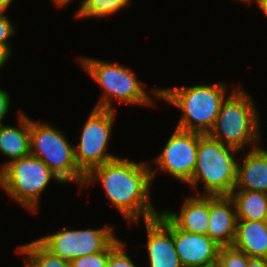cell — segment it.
<instances>
[{"label": "cell", "instance_id": "cell-1", "mask_svg": "<svg viewBox=\"0 0 267 267\" xmlns=\"http://www.w3.org/2000/svg\"><path fill=\"white\" fill-rule=\"evenodd\" d=\"M151 167L146 162L136 163L117 157L92 168L86 175L83 187L100 182L109 201L129 223L148 221L160 213L150 199Z\"/></svg>", "mask_w": 267, "mask_h": 267}, {"label": "cell", "instance_id": "cell-2", "mask_svg": "<svg viewBox=\"0 0 267 267\" xmlns=\"http://www.w3.org/2000/svg\"><path fill=\"white\" fill-rule=\"evenodd\" d=\"M227 87L224 82H219L173 89L152 88L150 92L181 110L176 128L204 135L216 122L221 104L227 97Z\"/></svg>", "mask_w": 267, "mask_h": 267}, {"label": "cell", "instance_id": "cell-3", "mask_svg": "<svg viewBox=\"0 0 267 267\" xmlns=\"http://www.w3.org/2000/svg\"><path fill=\"white\" fill-rule=\"evenodd\" d=\"M250 95L244 89L234 88L222 102L216 122L208 135L222 144L244 151L261 145L260 119Z\"/></svg>", "mask_w": 267, "mask_h": 267}, {"label": "cell", "instance_id": "cell-4", "mask_svg": "<svg viewBox=\"0 0 267 267\" xmlns=\"http://www.w3.org/2000/svg\"><path fill=\"white\" fill-rule=\"evenodd\" d=\"M240 150L199 133L196 166L189 187L204 183L206 196L231 195L234 190Z\"/></svg>", "mask_w": 267, "mask_h": 267}, {"label": "cell", "instance_id": "cell-5", "mask_svg": "<svg viewBox=\"0 0 267 267\" xmlns=\"http://www.w3.org/2000/svg\"><path fill=\"white\" fill-rule=\"evenodd\" d=\"M79 61L85 72L104 90L95 108L114 110L113 100L131 105L154 106V99L129 68L89 57L80 58Z\"/></svg>", "mask_w": 267, "mask_h": 267}, {"label": "cell", "instance_id": "cell-6", "mask_svg": "<svg viewBox=\"0 0 267 267\" xmlns=\"http://www.w3.org/2000/svg\"><path fill=\"white\" fill-rule=\"evenodd\" d=\"M51 179L64 182L42 160L32 154L8 162L0 169V186L8 196L36 212L41 194Z\"/></svg>", "mask_w": 267, "mask_h": 267}, {"label": "cell", "instance_id": "cell-7", "mask_svg": "<svg viewBox=\"0 0 267 267\" xmlns=\"http://www.w3.org/2000/svg\"><path fill=\"white\" fill-rule=\"evenodd\" d=\"M30 154L42 160L65 184H79L81 191L85 174L77 166L74 146L59 129L30 119Z\"/></svg>", "mask_w": 267, "mask_h": 267}, {"label": "cell", "instance_id": "cell-8", "mask_svg": "<svg viewBox=\"0 0 267 267\" xmlns=\"http://www.w3.org/2000/svg\"><path fill=\"white\" fill-rule=\"evenodd\" d=\"M115 117L116 109L94 108L85 122L80 142L74 146L77 166L85 175L92 168L117 158L106 152Z\"/></svg>", "mask_w": 267, "mask_h": 267}, {"label": "cell", "instance_id": "cell-9", "mask_svg": "<svg viewBox=\"0 0 267 267\" xmlns=\"http://www.w3.org/2000/svg\"><path fill=\"white\" fill-rule=\"evenodd\" d=\"M113 229L109 226L85 230L64 227L38 241L51 253L70 262L85 255L103 252L116 239Z\"/></svg>", "mask_w": 267, "mask_h": 267}, {"label": "cell", "instance_id": "cell-10", "mask_svg": "<svg viewBox=\"0 0 267 267\" xmlns=\"http://www.w3.org/2000/svg\"><path fill=\"white\" fill-rule=\"evenodd\" d=\"M199 133L175 128L160 155L154 158L157 169H151L152 179L158 170L169 173L188 184L196 166Z\"/></svg>", "mask_w": 267, "mask_h": 267}, {"label": "cell", "instance_id": "cell-11", "mask_svg": "<svg viewBox=\"0 0 267 267\" xmlns=\"http://www.w3.org/2000/svg\"><path fill=\"white\" fill-rule=\"evenodd\" d=\"M173 235L175 250L183 267L217 263L220 247L208 235L177 228L162 212L156 217Z\"/></svg>", "mask_w": 267, "mask_h": 267}, {"label": "cell", "instance_id": "cell-12", "mask_svg": "<svg viewBox=\"0 0 267 267\" xmlns=\"http://www.w3.org/2000/svg\"><path fill=\"white\" fill-rule=\"evenodd\" d=\"M236 206L230 195L209 196L207 235L219 246H232L236 237Z\"/></svg>", "mask_w": 267, "mask_h": 267}, {"label": "cell", "instance_id": "cell-13", "mask_svg": "<svg viewBox=\"0 0 267 267\" xmlns=\"http://www.w3.org/2000/svg\"><path fill=\"white\" fill-rule=\"evenodd\" d=\"M150 267H183L175 250L172 233L157 219L144 221Z\"/></svg>", "mask_w": 267, "mask_h": 267}, {"label": "cell", "instance_id": "cell-14", "mask_svg": "<svg viewBox=\"0 0 267 267\" xmlns=\"http://www.w3.org/2000/svg\"><path fill=\"white\" fill-rule=\"evenodd\" d=\"M162 213L179 229L207 235L209 224V196H190L184 200L180 212L162 211Z\"/></svg>", "mask_w": 267, "mask_h": 267}, {"label": "cell", "instance_id": "cell-15", "mask_svg": "<svg viewBox=\"0 0 267 267\" xmlns=\"http://www.w3.org/2000/svg\"><path fill=\"white\" fill-rule=\"evenodd\" d=\"M234 189L267 194V151L261 145L249 150L238 162Z\"/></svg>", "mask_w": 267, "mask_h": 267}, {"label": "cell", "instance_id": "cell-16", "mask_svg": "<svg viewBox=\"0 0 267 267\" xmlns=\"http://www.w3.org/2000/svg\"><path fill=\"white\" fill-rule=\"evenodd\" d=\"M19 127L0 125V153L9 157L4 162L2 169L8 162L22 158L30 154V117L21 110L18 113Z\"/></svg>", "mask_w": 267, "mask_h": 267}, {"label": "cell", "instance_id": "cell-17", "mask_svg": "<svg viewBox=\"0 0 267 267\" xmlns=\"http://www.w3.org/2000/svg\"><path fill=\"white\" fill-rule=\"evenodd\" d=\"M232 246L248 257L267 258V221L237 220Z\"/></svg>", "mask_w": 267, "mask_h": 267}, {"label": "cell", "instance_id": "cell-18", "mask_svg": "<svg viewBox=\"0 0 267 267\" xmlns=\"http://www.w3.org/2000/svg\"><path fill=\"white\" fill-rule=\"evenodd\" d=\"M236 206L237 220L267 221V194L236 190L230 195Z\"/></svg>", "mask_w": 267, "mask_h": 267}, {"label": "cell", "instance_id": "cell-19", "mask_svg": "<svg viewBox=\"0 0 267 267\" xmlns=\"http://www.w3.org/2000/svg\"><path fill=\"white\" fill-rule=\"evenodd\" d=\"M17 252L26 256L25 267H71L69 261L51 253L38 240L19 246Z\"/></svg>", "mask_w": 267, "mask_h": 267}, {"label": "cell", "instance_id": "cell-20", "mask_svg": "<svg viewBox=\"0 0 267 267\" xmlns=\"http://www.w3.org/2000/svg\"><path fill=\"white\" fill-rule=\"evenodd\" d=\"M131 6V0H81L75 18H104Z\"/></svg>", "mask_w": 267, "mask_h": 267}, {"label": "cell", "instance_id": "cell-21", "mask_svg": "<svg viewBox=\"0 0 267 267\" xmlns=\"http://www.w3.org/2000/svg\"><path fill=\"white\" fill-rule=\"evenodd\" d=\"M249 257L233 246L220 247L218 255L219 267H247Z\"/></svg>", "mask_w": 267, "mask_h": 267}, {"label": "cell", "instance_id": "cell-22", "mask_svg": "<svg viewBox=\"0 0 267 267\" xmlns=\"http://www.w3.org/2000/svg\"><path fill=\"white\" fill-rule=\"evenodd\" d=\"M125 246L126 244L118 238L109 245L107 267H136L128 253L124 250Z\"/></svg>", "mask_w": 267, "mask_h": 267}, {"label": "cell", "instance_id": "cell-23", "mask_svg": "<svg viewBox=\"0 0 267 267\" xmlns=\"http://www.w3.org/2000/svg\"><path fill=\"white\" fill-rule=\"evenodd\" d=\"M109 246L100 253L85 255L70 261L71 267H107Z\"/></svg>", "mask_w": 267, "mask_h": 267}, {"label": "cell", "instance_id": "cell-24", "mask_svg": "<svg viewBox=\"0 0 267 267\" xmlns=\"http://www.w3.org/2000/svg\"><path fill=\"white\" fill-rule=\"evenodd\" d=\"M15 34V26L7 15H0V44L6 45L10 50L9 38Z\"/></svg>", "mask_w": 267, "mask_h": 267}, {"label": "cell", "instance_id": "cell-25", "mask_svg": "<svg viewBox=\"0 0 267 267\" xmlns=\"http://www.w3.org/2000/svg\"><path fill=\"white\" fill-rule=\"evenodd\" d=\"M8 92L0 88V125L10 110V98Z\"/></svg>", "mask_w": 267, "mask_h": 267}, {"label": "cell", "instance_id": "cell-26", "mask_svg": "<svg viewBox=\"0 0 267 267\" xmlns=\"http://www.w3.org/2000/svg\"><path fill=\"white\" fill-rule=\"evenodd\" d=\"M12 51L3 44H0V69L4 67L6 61H8L9 56H12Z\"/></svg>", "mask_w": 267, "mask_h": 267}, {"label": "cell", "instance_id": "cell-27", "mask_svg": "<svg viewBox=\"0 0 267 267\" xmlns=\"http://www.w3.org/2000/svg\"><path fill=\"white\" fill-rule=\"evenodd\" d=\"M247 267H267V258L249 257Z\"/></svg>", "mask_w": 267, "mask_h": 267}, {"label": "cell", "instance_id": "cell-28", "mask_svg": "<svg viewBox=\"0 0 267 267\" xmlns=\"http://www.w3.org/2000/svg\"><path fill=\"white\" fill-rule=\"evenodd\" d=\"M13 0H0V15H5V11L9 8Z\"/></svg>", "mask_w": 267, "mask_h": 267}, {"label": "cell", "instance_id": "cell-29", "mask_svg": "<svg viewBox=\"0 0 267 267\" xmlns=\"http://www.w3.org/2000/svg\"><path fill=\"white\" fill-rule=\"evenodd\" d=\"M255 3L259 7V9L264 13V15L267 17V0H256Z\"/></svg>", "mask_w": 267, "mask_h": 267}, {"label": "cell", "instance_id": "cell-30", "mask_svg": "<svg viewBox=\"0 0 267 267\" xmlns=\"http://www.w3.org/2000/svg\"><path fill=\"white\" fill-rule=\"evenodd\" d=\"M54 2L58 7L66 6L72 0H51Z\"/></svg>", "mask_w": 267, "mask_h": 267}, {"label": "cell", "instance_id": "cell-31", "mask_svg": "<svg viewBox=\"0 0 267 267\" xmlns=\"http://www.w3.org/2000/svg\"><path fill=\"white\" fill-rule=\"evenodd\" d=\"M198 267H219L218 263H213L207 266H198Z\"/></svg>", "mask_w": 267, "mask_h": 267}, {"label": "cell", "instance_id": "cell-32", "mask_svg": "<svg viewBox=\"0 0 267 267\" xmlns=\"http://www.w3.org/2000/svg\"><path fill=\"white\" fill-rule=\"evenodd\" d=\"M239 1H244V2H247L248 4H252V2H256V0H239Z\"/></svg>", "mask_w": 267, "mask_h": 267}]
</instances>
